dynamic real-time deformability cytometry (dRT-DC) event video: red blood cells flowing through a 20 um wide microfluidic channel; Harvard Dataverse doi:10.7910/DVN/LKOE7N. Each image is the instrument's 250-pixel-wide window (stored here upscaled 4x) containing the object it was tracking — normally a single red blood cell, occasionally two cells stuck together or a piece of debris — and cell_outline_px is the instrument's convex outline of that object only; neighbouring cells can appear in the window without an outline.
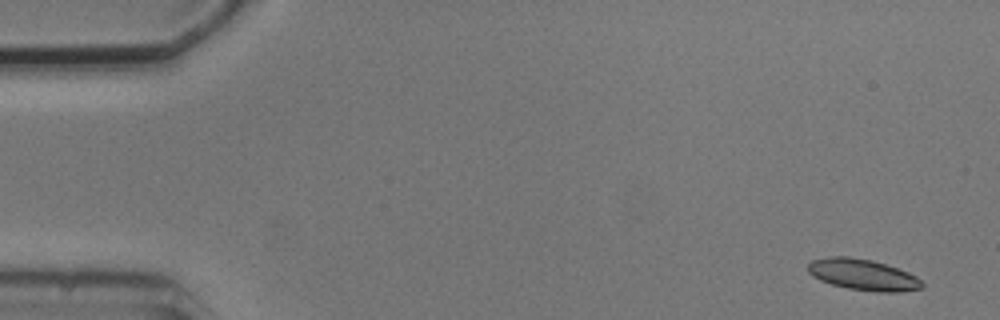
{"species": "common noctule bat (a hibernating species)", "species_latin": "Nyctalus noctula", "temperature_condition": "cold", "stored_images_in_passage": 6, "camera_frame_rate_fps": 3000, "um_per_image_px": 0.085, "animal": {"sex": "male", "body_mass_g": 20.5, "forearm_length_mm": 52.5}, "frame": {"image": 1, "passage_image": 1, "time_ms": 0.0, "image_size_px": [1000, 320], "cell_outline_px": [[924, 288], [900, 292], [876, 292], [848, 288], [832, 284], [820, 280], [812, 276], [808, 272], [808, 264], [812, 260], [828, 256], [848, 256], [872, 260], [908, 272], [916, 276], [924, 284]], "centroid_in_image_um": [73.35, 23.35], "position_along_channel_um": 11.7, "area_um2": 20.75}}
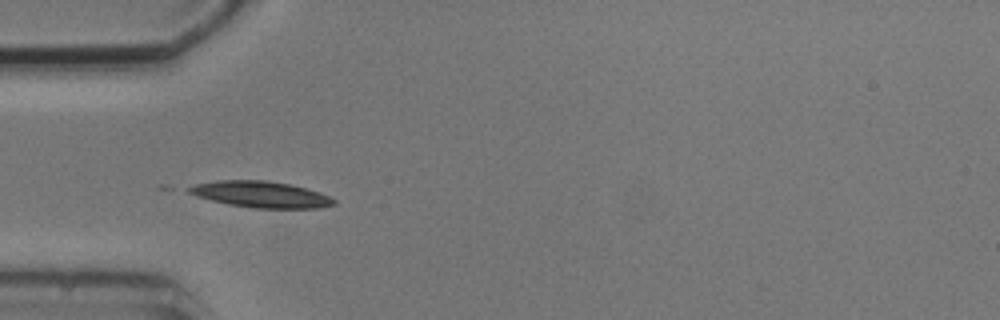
{"frame": {"image": 2, "passage_image": 5, "time_ms": 4.667, "image_size_px": [1000, 320], "cell_outline_px": [[336, 204], [320, 208], [252, 208], [228, 204], [196, 196], [188, 192], [188, 188], [196, 184], [216, 180], [268, 180], [308, 188], [332, 196], [336, 200]], "centroid_in_image_um": [22.23, 16.52], "position_along_channel_um": 62.8, "area_um2": 22.31}}
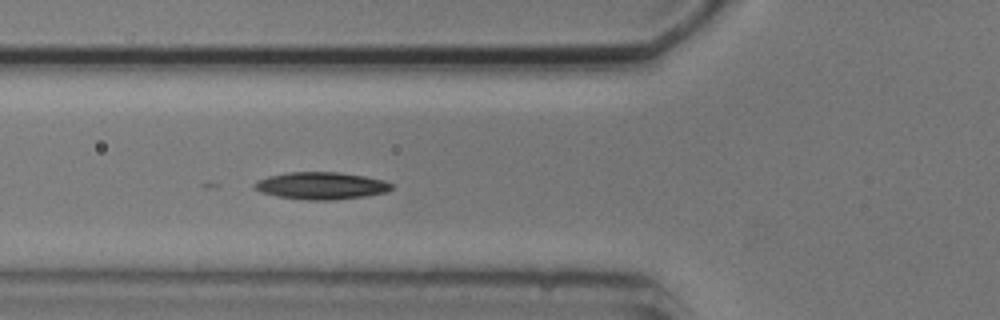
{"frame": {"image": 3, "passage_image": 6, "time_ms": 5.667, "image_size_px": [1000, 320], "cell_outline_px": [[392, 188], [388, 192], [364, 196], [332, 200], [308, 200], [276, 196], [260, 192], [252, 188], [260, 180], [268, 176], [288, 172], [340, 172], [364, 176], [384, 180], [392, 184]], "centroid_in_image_um": [27.31, 15.78], "position_along_channel_um": 98.5, "area_um2": 21.68}}